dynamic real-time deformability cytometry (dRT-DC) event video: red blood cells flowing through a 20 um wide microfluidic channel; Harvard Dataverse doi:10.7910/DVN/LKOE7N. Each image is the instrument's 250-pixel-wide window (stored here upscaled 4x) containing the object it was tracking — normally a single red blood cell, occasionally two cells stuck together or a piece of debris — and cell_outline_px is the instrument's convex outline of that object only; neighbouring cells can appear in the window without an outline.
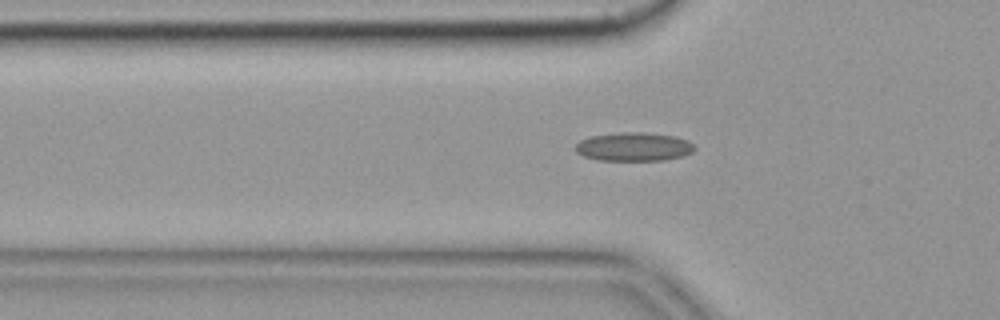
{"species": "common noctule bat (a hibernating species)", "species_latin": "Nyctalus noctula", "temperature_condition": "cold", "stored_images_in_passage": 39, "camera_frame_rate_fps": 3000, "um_per_image_px": 0.085, "animal": {"sex": "female", "body_mass_g": 19.9}, "frame": {"image": 1, "passage_image": 6, "time_ms": 1.667, "image_size_px": [1000, 320], "cell_outline_px": [[696, 148], [692, 152], [684, 156], [664, 160], [600, 160], [584, 156], [576, 152], [576, 144], [580, 140], [592, 136], [620, 132], [644, 132], [676, 136], [688, 140]], "centroid_in_image_um": [53.9, 12.47], "position_along_channel_um": 71.9, "area_um2": 19.88}}